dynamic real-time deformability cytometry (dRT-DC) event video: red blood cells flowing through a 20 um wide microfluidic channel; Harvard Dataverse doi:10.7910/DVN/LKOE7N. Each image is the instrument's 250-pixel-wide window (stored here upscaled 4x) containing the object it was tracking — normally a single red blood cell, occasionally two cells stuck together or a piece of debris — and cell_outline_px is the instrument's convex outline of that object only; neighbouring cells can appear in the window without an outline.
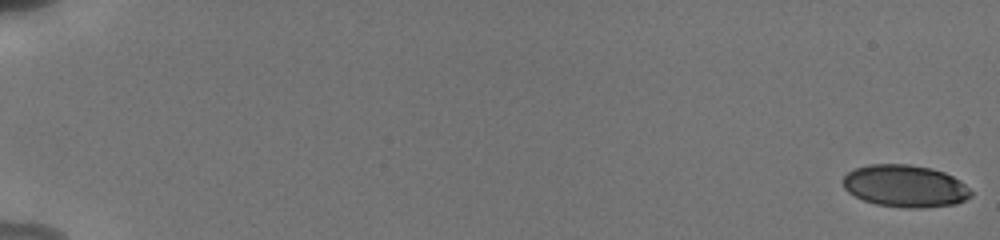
{"species": "human", "species_latin": "Homo sapiens", "temperature_condition": "cold", "stored_images_in_passage": 71, "camera_frame_rate_fps": 3000, "um_per_image_px": 0.085, "donor": {"sex": "male"}, "frame": {"image": 1, "passage_image": 1, "time_ms": 0.0, "image_size_px": [1000, 240], "cell_outline_px": [[972, 196], [956, 204], [924, 208], [904, 208], [876, 204], [864, 200], [848, 192], [844, 188], [844, 176], [848, 172], [856, 168], [868, 164], [908, 164], [932, 168], [944, 172], [960, 180], [972, 192]], "centroid_in_image_um": [76.95, 15.81], "position_along_channel_um": 8.0, "area_um2": 31.5}}
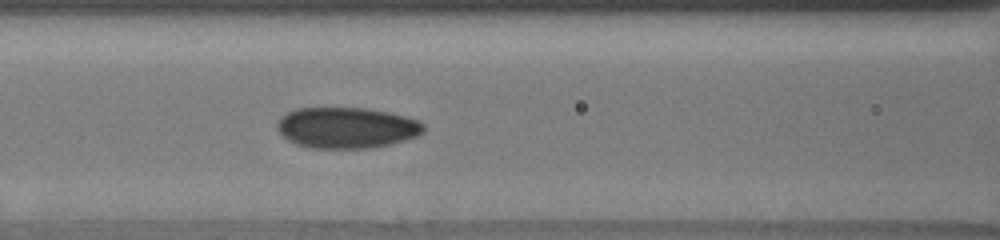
{"frame": {"image": 2, "passage_image": 42, "time_ms": 8.667, "image_size_px": [1000, 240], "cell_outline_px": [[424, 132], [416, 136], [392, 144], [368, 148], [312, 148], [296, 144], [288, 140], [276, 128], [276, 124], [280, 116], [296, 108], [364, 108], [388, 112], [404, 116], [416, 120], [424, 124]], "centroid_in_image_um": [29.44, 10.86], "position_along_channel_um": 137.2, "area_um2": 34.91}}
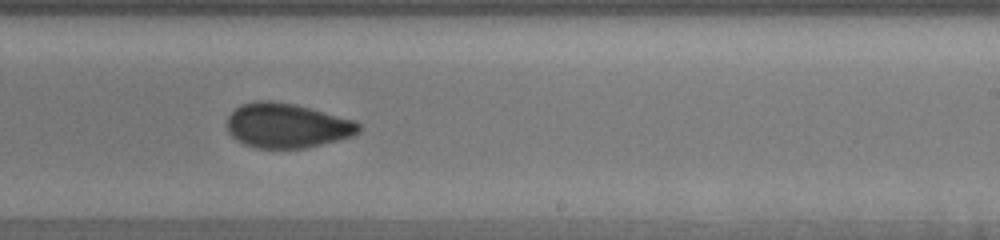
{"frame": {"image": 3, "passage_image": 58, "time_ms": 12.0, "image_size_px": [1000, 240], "cell_outline_px": [[360, 132], [352, 136], [340, 140], [304, 148], [256, 148], [244, 144], [236, 140], [228, 132], [228, 116], [240, 104], [256, 100], [272, 100], [296, 104], [356, 120], [360, 124]], "centroid_in_image_um": [24.41, 10.66], "position_along_channel_um": 264.6, "area_um2": 34.56}}